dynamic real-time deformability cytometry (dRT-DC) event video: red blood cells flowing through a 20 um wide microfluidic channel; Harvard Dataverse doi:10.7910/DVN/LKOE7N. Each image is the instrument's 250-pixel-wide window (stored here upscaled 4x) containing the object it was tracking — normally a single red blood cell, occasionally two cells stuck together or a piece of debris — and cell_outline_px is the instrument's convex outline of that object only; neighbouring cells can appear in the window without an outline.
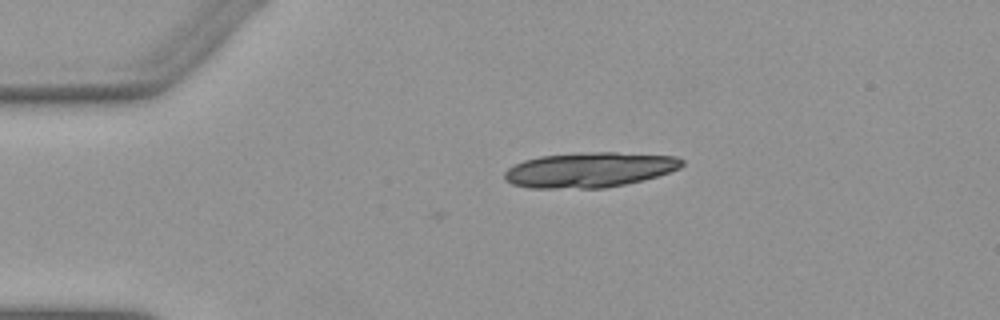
{"species": "Egyptian fruit bat (a non-hibernating species)", "species_latin": "Rousettus aegyptiacus", "temperature_condition": "warm", "stored_images_in_passage": 31, "camera_frame_rate_fps": 3000, "um_per_image_px": 0.085, "animal": {"sex": "female"}, "frame": {"image": 1, "passage_image": 1, "time_ms": 0.0, "image_size_px": [1000, 320], "cell_outline_px": [[684, 164], [680, 168], [644, 180], [604, 188], [528, 188], [512, 184], [504, 180], [504, 172], [512, 164], [524, 160], [540, 156], [580, 152], [616, 152], [676, 156], [684, 160]], "centroid_in_image_um": [50.08, 14.43], "position_along_channel_um": 34.9, "area_um2": 36.53}}
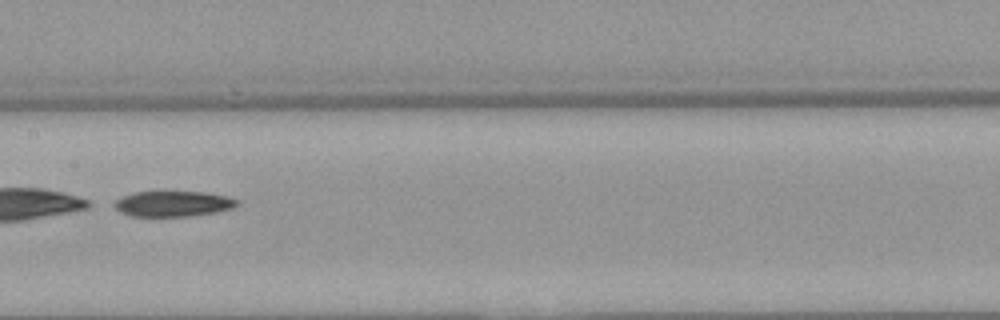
{"frame": {"image": 2, "passage_image": 17, "time_ms": 5.333, "image_size_px": [1000, 320], "cell_outline_px": [[240, 204], [232, 208], [216, 212], [188, 216], [128, 216], [120, 212], [108, 204], [124, 196], [136, 192], [204, 192], [228, 196], [240, 200]], "centroid_in_image_um": [14.69, 17.32], "position_along_channel_um": 192.7, "area_um2": 18.44}}
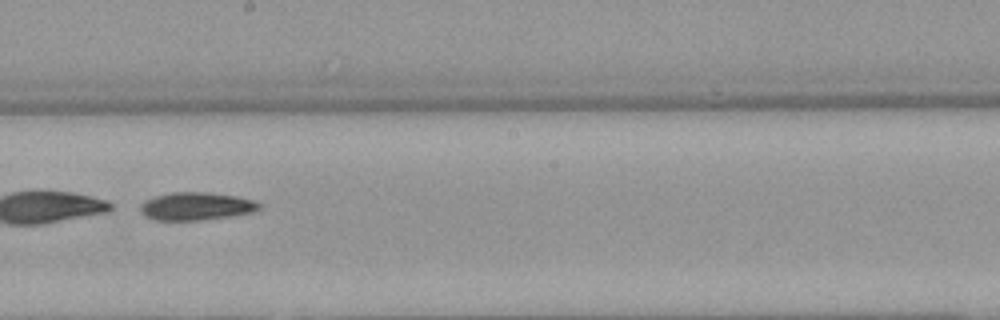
{"frame": {"image": 3, "passage_image": 20, "time_ms": 6.333, "image_size_px": [1000, 320], "cell_outline_px": [[260, 208], [252, 212], [228, 216], [200, 220], [156, 220], [144, 216], [140, 212], [140, 204], [144, 200], [156, 196], [172, 192], [204, 192], [236, 196], [256, 200], [260, 204]], "centroid_in_image_um": [16.64, 17.52], "position_along_channel_um": 231.6, "area_um2": 19.25}, "authors_computed_cell_mechanics": {"area_um2": 19.652, "velocity_mm_per_s": 3.8929, "shape_relaxation_time_tau1_ms": 1.1606, "shape_relaxation_time_tau2_ms": null, "deformation_change_tau1": 0.2381, "deformation_change_tau2": null}}